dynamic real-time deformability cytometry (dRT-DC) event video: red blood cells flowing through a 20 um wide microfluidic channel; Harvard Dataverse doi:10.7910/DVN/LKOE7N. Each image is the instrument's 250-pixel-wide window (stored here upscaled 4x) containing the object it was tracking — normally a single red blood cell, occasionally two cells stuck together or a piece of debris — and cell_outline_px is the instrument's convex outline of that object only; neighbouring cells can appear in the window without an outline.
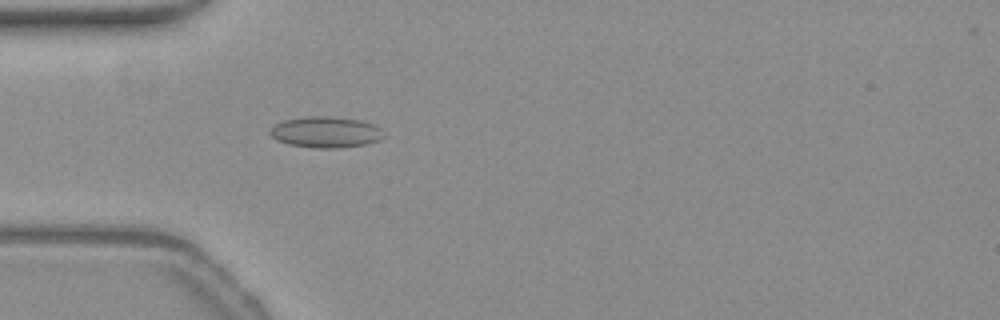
{"species": "common noctule bat (a hibernating species)", "species_latin": "Nyctalus noctula", "temperature_condition": "warm", "stored_images_in_passage": 26, "camera_frame_rate_fps": 3000, "um_per_image_px": 0.085, "animal": {"sex": "female", "body_mass_g": 19.3, "forearm_length_mm": 54.1}, "frame": {"image": 1, "passage_image": 2, "time_ms": 0.333, "image_size_px": [1000, 320], "cell_outline_px": [[384, 136], [380, 140], [364, 144], [336, 148], [312, 148], [288, 144], [276, 140], [268, 132], [276, 124], [284, 120], [308, 116], [332, 116], [360, 120], [372, 124], [380, 128]], "centroid_in_image_um": [27.67, 11.23], "position_along_channel_um": 57.3, "area_um2": 20.52}}
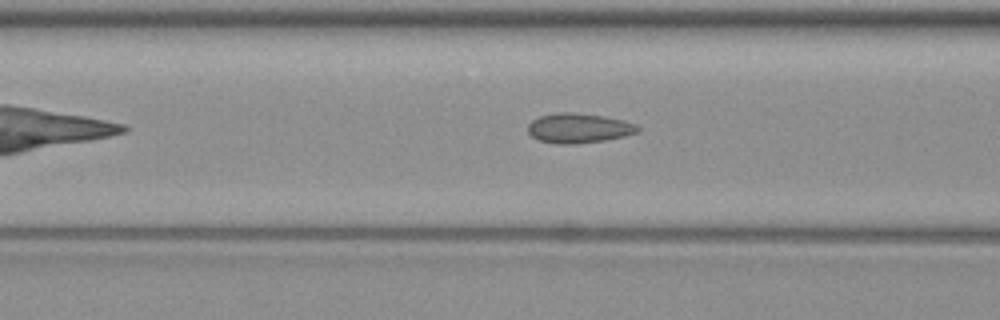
{"frame": {"image": 2, "passage_image": 7, "time_ms": 2.0, "image_size_px": [1000, 320], "cell_outline_px": [[640, 132], [624, 136], [604, 140], [572, 144], [556, 144], [540, 140], [532, 136], [528, 132], [528, 124], [532, 120], [540, 116], [556, 112], [572, 112], [604, 116], [624, 120], [636, 124], [640, 128]], "centroid_in_image_um": [49.2, 10.88], "position_along_channel_um": 117.4, "area_um2": 19.07}}